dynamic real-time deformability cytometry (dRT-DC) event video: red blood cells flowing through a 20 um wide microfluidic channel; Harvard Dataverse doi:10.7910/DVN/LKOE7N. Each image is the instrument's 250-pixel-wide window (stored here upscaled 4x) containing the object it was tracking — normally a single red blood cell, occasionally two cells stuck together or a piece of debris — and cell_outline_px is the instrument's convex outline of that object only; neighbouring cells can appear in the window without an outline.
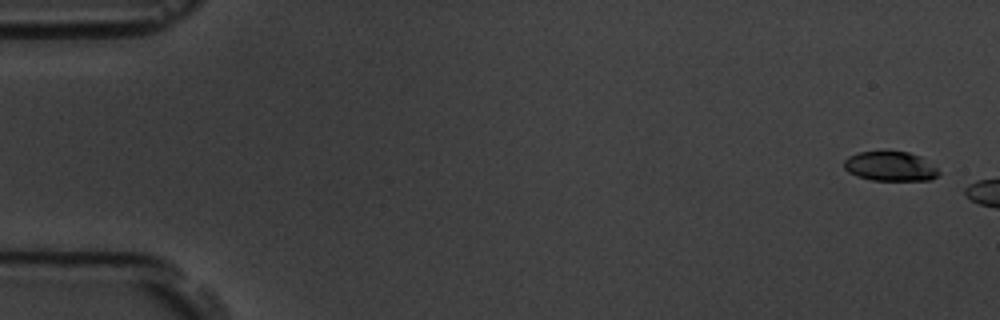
{"species": "common noctule bat (a hibernating species)", "species_latin": "Nyctalus noctula", "temperature_condition": "room temperature", "stored_images_in_passage": 3, "camera_frame_rate_fps": 3000, "um_per_image_px": 0.085, "animal": {"sex": "male", "body_mass_g": 19.5, "forearm_length_mm": 54.6}, "frame": {"image": 1, "passage_image": 1, "time_ms": 0.0, "image_size_px": [1000, 320], "cell_outline_px": [[940, 176], [928, 180], [872, 180], [856, 176], [848, 172], [844, 168], [844, 160], [848, 156], [860, 152], [908, 152], [920, 156], [936, 168], [940, 172]], "centroid_in_image_um": [75.66, 14.15], "position_along_channel_um": 9.3, "area_um2": 16.18}}